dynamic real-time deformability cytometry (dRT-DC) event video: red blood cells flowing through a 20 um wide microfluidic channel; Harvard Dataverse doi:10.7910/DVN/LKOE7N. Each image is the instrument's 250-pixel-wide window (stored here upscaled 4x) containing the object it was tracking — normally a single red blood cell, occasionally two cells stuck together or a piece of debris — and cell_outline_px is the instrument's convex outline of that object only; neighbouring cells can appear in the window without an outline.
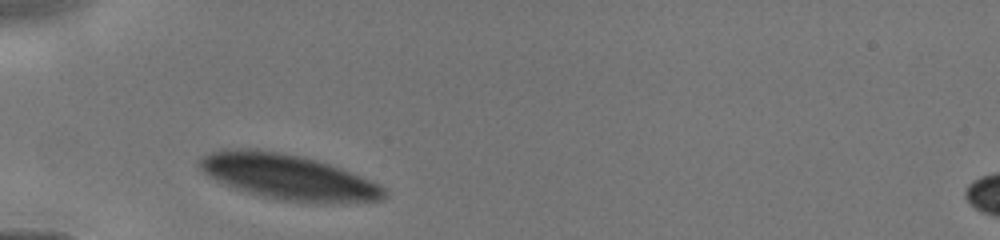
{"species": "human", "species_latin": "Homo sapiens", "temperature_condition": "cold", "stored_images_in_passage": 4, "camera_frame_rate_fps": 3000, "um_per_image_px": 0.085, "donor": {"sex": "male"}, "frame": {"image": 1, "passage_image": 1, "time_ms": 0.0, "image_size_px": [1000, 240], "cell_outline_px": [[388, 196], [384, 200], [328, 204], [320, 204], [280, 200], [248, 192], [224, 184], [208, 176], [200, 168], [196, 160], [200, 156], [220, 148], [256, 148], [284, 152], [316, 160], [340, 168], [380, 184], [388, 188]], "centroid_in_image_um": [24.5, 15.04], "position_along_channel_um": 60.5, "area_um2": 49.53}}
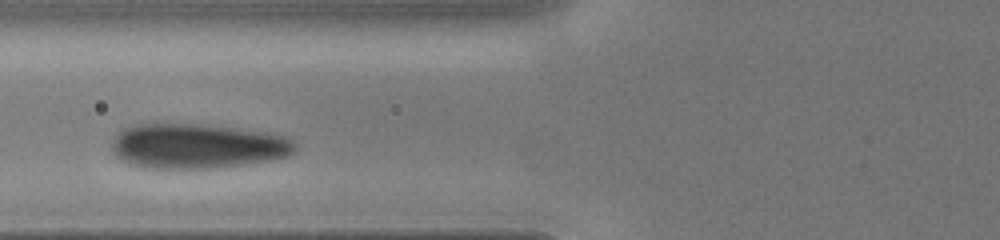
{"frame": {"image": 2, "passage_image": 3, "time_ms": 1.333, "image_size_px": [1000, 240], "cell_outline_px": [[296, 152], [288, 156], [272, 160], [216, 168], [144, 168], [128, 164], [116, 156], [112, 148], [112, 140], [124, 128], [156, 120], [200, 124], [268, 132], [284, 136], [292, 140], [296, 144]], "centroid_in_image_um": [16.74, 12.39], "position_along_channel_um": 109.1, "area_um2": 48.84}}